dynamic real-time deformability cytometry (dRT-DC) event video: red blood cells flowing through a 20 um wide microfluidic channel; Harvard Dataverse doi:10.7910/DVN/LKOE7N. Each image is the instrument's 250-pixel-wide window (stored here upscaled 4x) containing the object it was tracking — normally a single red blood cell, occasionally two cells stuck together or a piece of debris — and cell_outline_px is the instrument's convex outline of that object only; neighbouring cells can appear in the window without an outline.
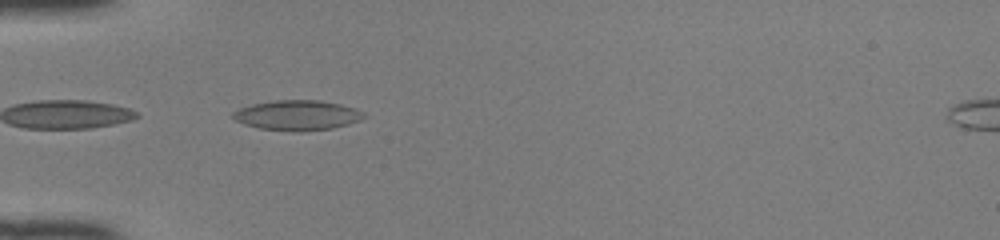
{"species": "common noctule bat (a hibernating species)", "species_latin": "Nyctalus noctula", "temperature_condition": "room temperature", "stored_images_in_passage": 34, "camera_frame_rate_fps": 3000, "um_per_image_px": 0.085, "animal": {"sex": "female", "body_mass_g": 22.0, "forearm_length_mm": 56.7}, "frame": {"image": 1, "passage_image": 1, "time_ms": 0.0, "image_size_px": [1000, 240], "cell_outline_px": [[364, 116], [360, 120], [348, 124], [332, 128], [300, 132], [260, 128], [244, 124], [236, 120], [232, 116], [232, 112], [240, 108], [252, 104], [276, 100], [320, 100], [340, 104], [364, 112]], "centroid_in_image_um": [25.25, 9.79], "position_along_channel_um": 59.7, "area_um2": 22.72}}
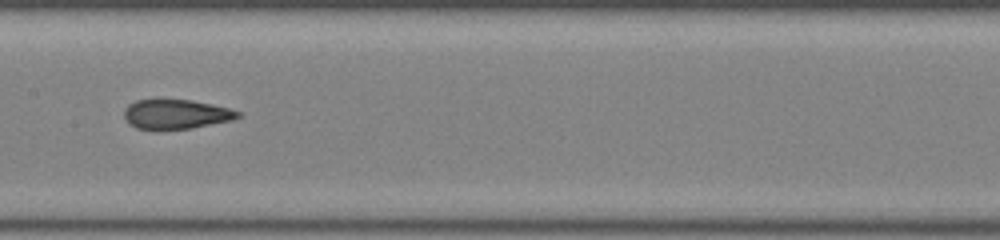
{"frame": {"image": 2, "passage_image": 11, "time_ms": 3.333, "image_size_px": [1000, 240], "cell_outline_px": [[240, 116], [232, 120], [192, 128], [156, 132], [136, 128], [128, 124], [124, 116], [124, 108], [128, 104], [136, 100], [160, 96], [192, 100], [212, 104], [228, 108], [240, 112]], "centroid_in_image_um": [14.86, 9.69], "position_along_channel_um": 192.5, "area_um2": 20.87}}
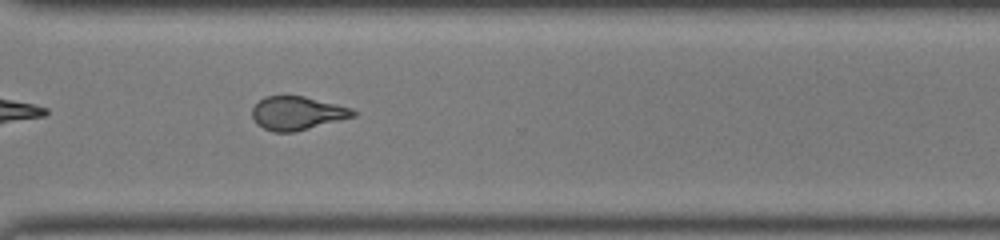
{"frame": {"image": 3, "passage_image": 22, "time_ms": 7.0, "image_size_px": [1000, 240], "cell_outline_px": [[356, 116], [296, 132], [272, 132], [256, 124], [252, 116], [252, 108], [264, 96], [304, 96], [352, 108], [356, 112]], "centroid_in_image_um": [25.26, 9.63], "position_along_channel_um": 345.3, "area_um2": 19.77}, "authors_computed_cell_mechanics": {"area_um2": 20.4323, "velocity_mm_per_s": 4.1702, "shape_relaxation_time_tau1_ms": 9.3266, "shape_relaxation_time_tau2_ms": 1.6664, "deformation_change_tau1": 0.2469, "deformation_change_tau2": 0.0845}}